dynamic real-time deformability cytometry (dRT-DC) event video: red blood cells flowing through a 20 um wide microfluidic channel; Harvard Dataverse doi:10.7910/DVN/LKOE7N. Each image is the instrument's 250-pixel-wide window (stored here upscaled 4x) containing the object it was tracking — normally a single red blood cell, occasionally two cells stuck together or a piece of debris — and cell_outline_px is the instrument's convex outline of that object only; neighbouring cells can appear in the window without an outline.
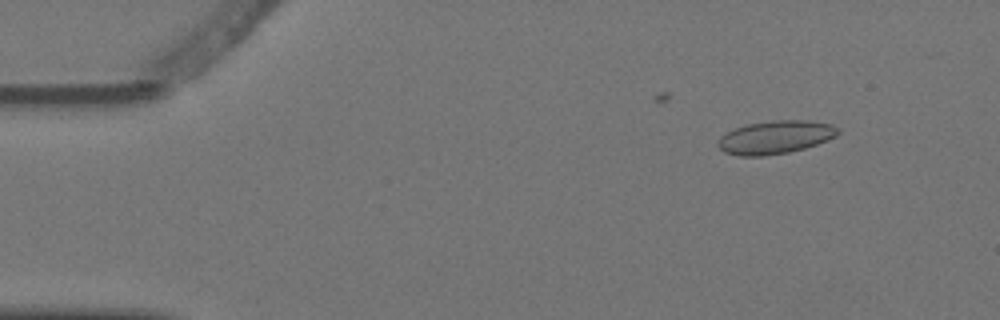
{"species": "Egyptian fruit bat (a non-hibernating species)", "species_latin": "Rousettus aegyptiacus", "temperature_condition": "warm", "stored_images_in_passage": 5, "camera_frame_rate_fps": 3000, "um_per_image_px": 0.085, "animal": {"sex": "female"}, "frame": {"image": 1, "passage_image": 1, "time_ms": 0.0, "image_size_px": [1000, 320], "cell_outline_px": [[840, 132], [836, 136], [828, 140], [804, 148], [788, 152], [764, 156], [736, 156], [724, 152], [716, 144], [720, 136], [736, 128], [748, 124], [772, 120], [808, 120], [832, 124]], "centroid_in_image_um": [65.89, 11.67], "position_along_channel_um": 19.1, "area_um2": 23.18}}
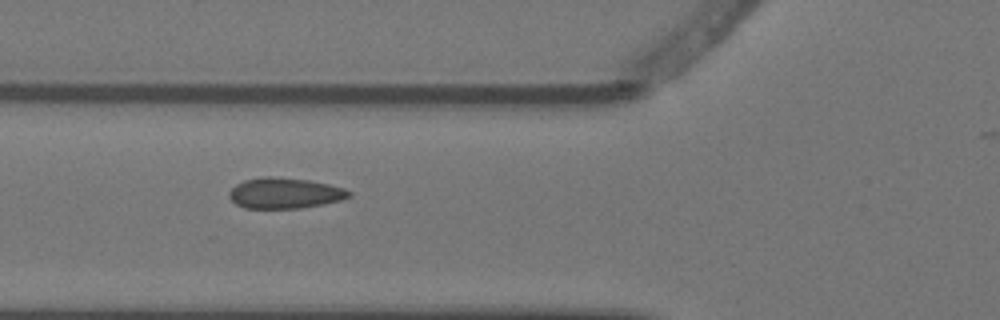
{"frame": {"image": 2, "passage_image": 4, "time_ms": 1.0, "image_size_px": [1000, 320], "cell_outline_px": [[352, 196], [340, 200], [324, 204], [300, 208], [244, 208], [236, 204], [228, 196], [228, 192], [236, 184], [244, 180], [264, 176], [272, 176], [308, 180], [328, 184], [344, 188], [352, 192]], "centroid_in_image_um": [24.2, 16.41], "position_along_channel_um": 101.6, "area_um2": 21.5}}
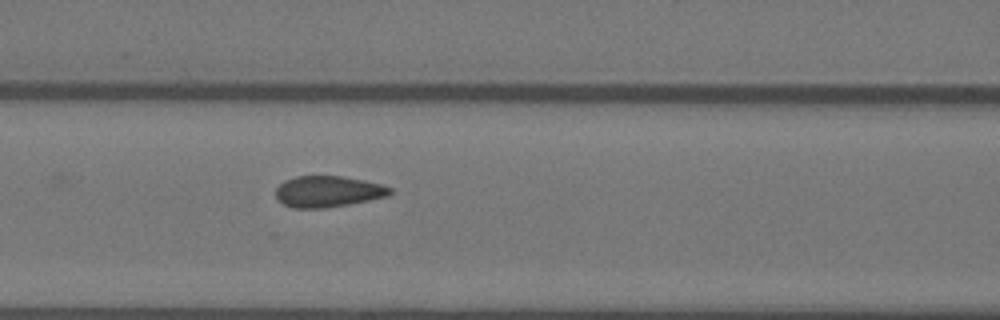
{"frame": {"image": 3, "passage_image": 5, "time_ms": 1.333, "image_size_px": [1000, 320], "cell_outline_px": [[392, 192], [388, 196], [348, 204], [324, 208], [292, 208], [284, 204], [276, 196], [276, 188], [284, 180], [296, 176], [340, 176], [364, 180], [380, 184], [392, 188]], "centroid_in_image_um": [27.87, 16.27], "position_along_channel_um": 138.7, "area_um2": 20.63}}